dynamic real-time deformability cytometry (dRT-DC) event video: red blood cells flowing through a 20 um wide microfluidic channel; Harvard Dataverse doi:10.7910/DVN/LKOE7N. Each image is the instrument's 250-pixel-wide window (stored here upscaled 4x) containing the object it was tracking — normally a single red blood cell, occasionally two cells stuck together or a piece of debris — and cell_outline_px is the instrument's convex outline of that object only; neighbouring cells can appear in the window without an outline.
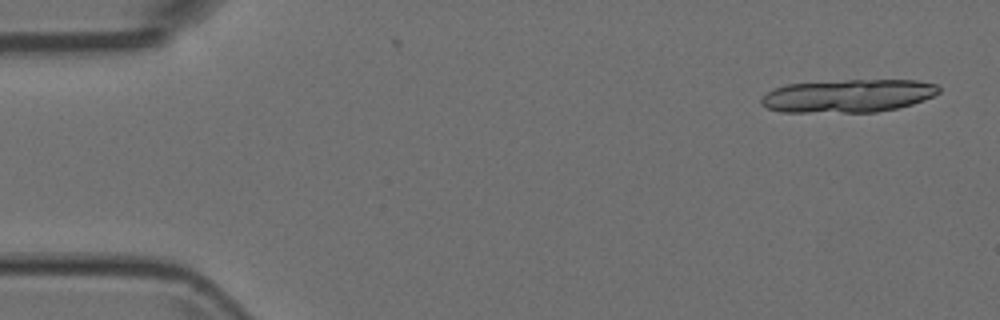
{"species": "Egyptian fruit bat (a non-hibernating species)", "species_latin": "Rousettus aegyptiacus", "temperature_condition": "room temperature", "stored_images_in_passage": 2, "camera_frame_rate_fps": 3000, "um_per_image_px": 0.085, "animal": {"sex": "female"}, "frame": {"image": 1, "passage_image": 1, "time_ms": 0.0, "image_size_px": [1000, 320], "cell_outline_px": [[940, 92], [924, 100], [912, 104], [896, 108], [876, 112], [780, 112], [768, 108], [760, 104], [760, 100], [772, 88], [788, 84], [844, 80], [916, 80], [936, 84], [940, 88]], "centroid_in_image_um": [72.08, 8.14], "position_along_channel_um": 12.9, "area_um2": 34.22}}